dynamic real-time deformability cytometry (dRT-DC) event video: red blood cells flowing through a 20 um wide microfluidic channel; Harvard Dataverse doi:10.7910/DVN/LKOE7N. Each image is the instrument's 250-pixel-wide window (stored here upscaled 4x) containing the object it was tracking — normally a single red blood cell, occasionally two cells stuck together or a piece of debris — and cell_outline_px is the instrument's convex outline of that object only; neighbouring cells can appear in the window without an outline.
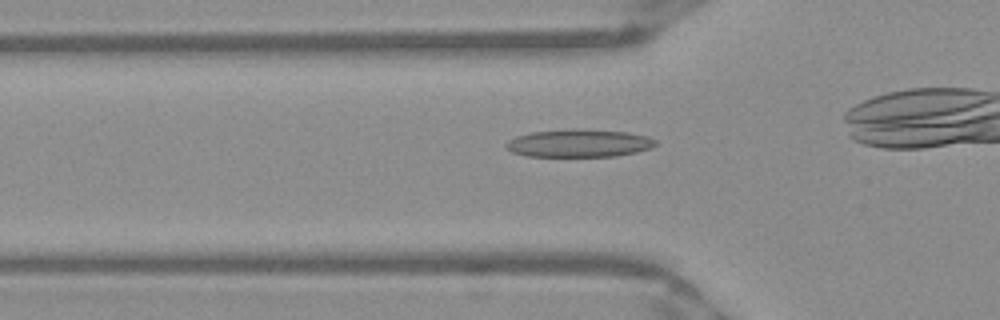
{"species": "Egyptian fruit bat (a non-hibernating species)", "species_latin": "Rousettus aegyptiacus", "temperature_condition": "warm", "stored_images_in_passage": 25, "camera_frame_rate_fps": 3000, "um_per_image_px": 0.085, "frame": {"image": 1, "passage_image": 10, "time_ms": 3.0, "image_size_px": [1000, 320], "cell_outline_px": [[656, 144], [652, 148], [636, 152], [616, 156], [528, 156], [512, 152], [504, 144], [508, 140], [516, 136], [532, 132], [572, 128], [576, 128], [628, 132], [648, 136], [656, 140]], "centroid_in_image_um": [49.23, 12.16], "position_along_channel_um": 76.6, "area_um2": 24.33}}
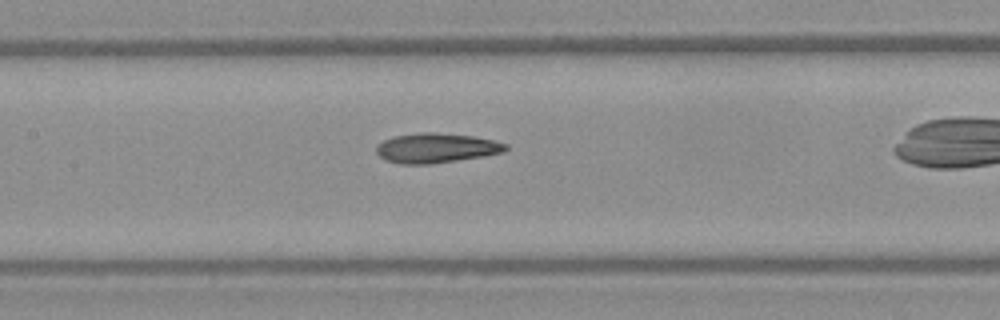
{"frame": {"image": 2, "passage_image": 17, "time_ms": 5.333, "image_size_px": [1000, 320], "cell_outline_px": [[508, 148], [504, 152], [484, 156], [428, 164], [400, 164], [384, 160], [376, 152], [376, 144], [384, 140], [396, 136], [416, 132], [432, 132], [472, 136], [492, 140], [508, 144]], "centroid_in_image_um": [37.05, 12.58], "position_along_channel_um": 170.3, "area_um2": 22.37}}
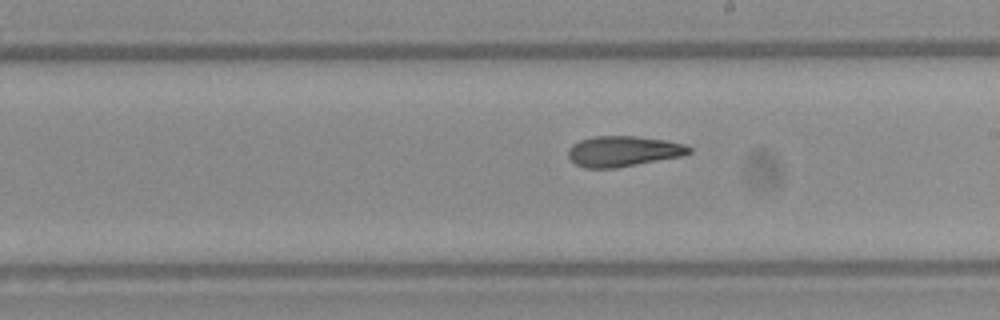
{"frame": {"image": 3, "passage_image": 22, "time_ms": 7.0, "image_size_px": [1000, 320], "cell_outline_px": [[692, 152], [680, 156], [616, 168], [584, 168], [576, 164], [568, 156], [568, 148], [572, 144], [580, 140], [592, 136], [636, 136], [668, 140], [684, 144], [692, 148]], "centroid_in_image_um": [52.96, 12.84], "position_along_channel_um": 236.0, "area_um2": 21.56}}